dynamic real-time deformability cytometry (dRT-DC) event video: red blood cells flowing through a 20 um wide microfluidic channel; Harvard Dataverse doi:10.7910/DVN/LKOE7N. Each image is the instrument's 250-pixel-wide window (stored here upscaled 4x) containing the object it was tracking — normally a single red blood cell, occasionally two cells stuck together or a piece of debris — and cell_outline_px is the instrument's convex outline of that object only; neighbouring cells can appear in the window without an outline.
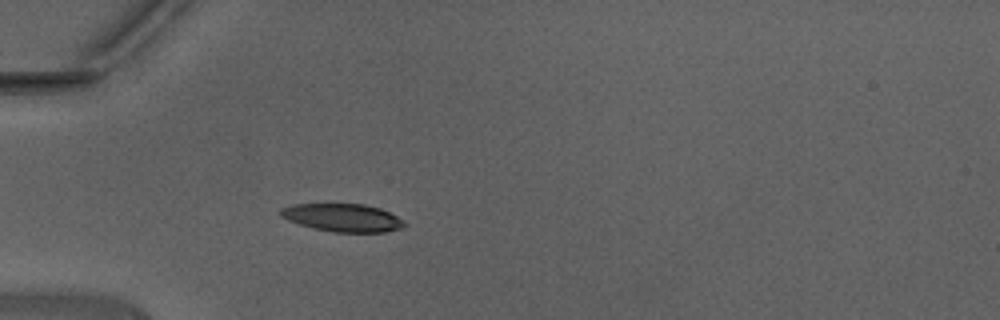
{"species": "Egyptian fruit bat (a non-hibernating species)", "species_latin": "Rousettus aegyptiacus", "temperature_condition": "warm", "stored_images_in_passage": 35, "camera_frame_rate_fps": 3000, "um_per_image_px": 0.085, "animal": {"sex": "male"}, "frame": {"image": 1, "passage_image": 5, "time_ms": 1.333, "image_size_px": [1000, 320], "cell_outline_px": [[408, 224], [400, 228], [384, 232], [332, 232], [312, 228], [288, 220], [280, 216], [280, 208], [292, 204], [364, 204], [380, 208], [404, 220]], "centroid_in_image_um": [29.12, 18.5], "position_along_channel_um": 55.9, "area_um2": 20.17}}
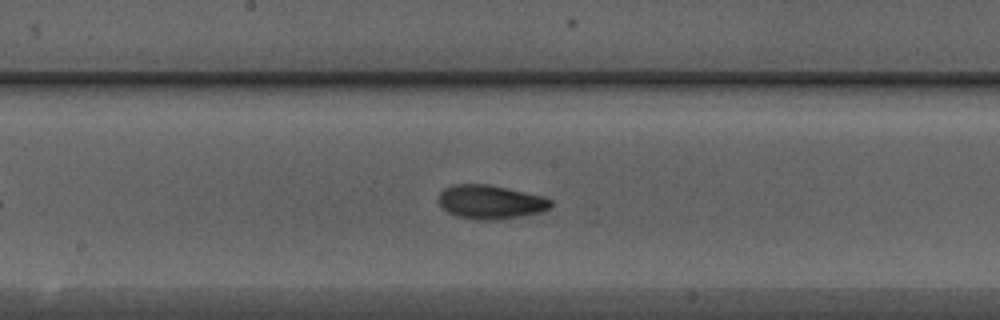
{"frame": {"image": 2, "passage_image": 16, "time_ms": 5.0, "image_size_px": [1000, 320], "cell_outline_px": [[552, 204], [544, 212], [520, 216], [492, 220], [476, 220], [456, 216], [440, 208], [440, 192], [444, 188], [452, 184], [488, 184], [508, 188], [544, 196], [552, 200]], "centroid_in_image_um": [41.69, 17.17], "position_along_channel_um": 206.5, "area_um2": 22.31}}
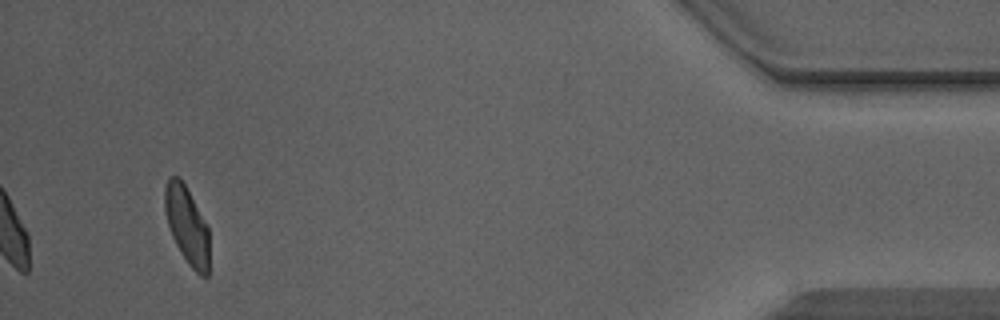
{"frame": {"image": 3, "passage_image": 35, "time_ms": 11.333, "image_size_px": [1000, 320], "cell_outline_px": [[208, 276], [200, 276], [188, 264], [180, 252], [172, 236], [168, 224], [164, 208], [164, 188], [168, 176], [176, 176], [184, 184], [208, 228]], "centroid_in_image_um": [15.86, 19.16], "position_along_channel_um": 419.3, "area_um2": 19.71}, "authors_computed_cell_mechanics": {"area_um2": 20.6924, "velocity_mm_per_s": 4.4239, "shape_relaxation_time_tau1_ms": 3.4835, "shape_relaxation_time_tau2_ms": 1.9053, "deformation_change_tau1": 0.1278, "deformation_change_tau2": 0.0834}}